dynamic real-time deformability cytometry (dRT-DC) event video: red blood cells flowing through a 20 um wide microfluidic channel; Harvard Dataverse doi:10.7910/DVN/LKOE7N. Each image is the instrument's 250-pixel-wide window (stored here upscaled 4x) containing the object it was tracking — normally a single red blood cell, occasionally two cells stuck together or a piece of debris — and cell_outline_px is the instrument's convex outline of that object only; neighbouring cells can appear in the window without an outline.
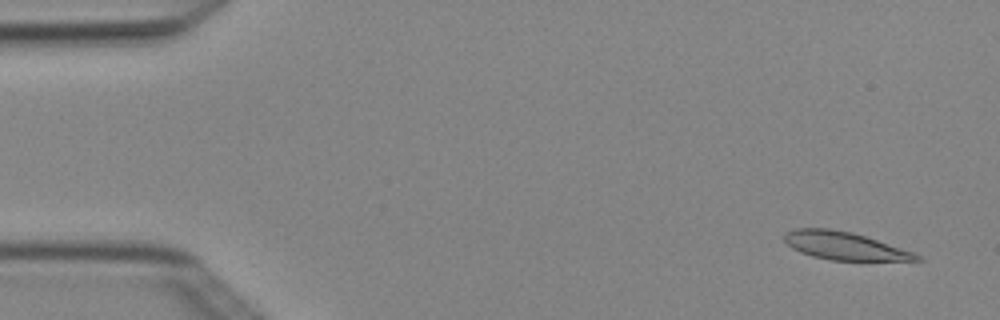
{"species": "Egyptian fruit bat (a non-hibernating species)", "species_latin": "Rousettus aegyptiacus", "temperature_condition": "cold", "stored_images_in_passage": 2, "camera_frame_rate_fps": 3000, "um_per_image_px": 0.085, "animal": {"sex": "female"}, "frame": {"image": 1, "passage_image": 2, "time_ms": 0.333, "image_size_px": [1000, 320], "cell_outline_px": [[924, 260], [832, 260], [812, 256], [800, 252], [792, 248], [784, 240], [784, 236], [788, 232], [796, 228], [832, 228], [852, 232], [912, 252], [920, 256]], "centroid_in_image_um": [71.73, 20.89], "position_along_channel_um": 13.3, "area_um2": 21.04}}